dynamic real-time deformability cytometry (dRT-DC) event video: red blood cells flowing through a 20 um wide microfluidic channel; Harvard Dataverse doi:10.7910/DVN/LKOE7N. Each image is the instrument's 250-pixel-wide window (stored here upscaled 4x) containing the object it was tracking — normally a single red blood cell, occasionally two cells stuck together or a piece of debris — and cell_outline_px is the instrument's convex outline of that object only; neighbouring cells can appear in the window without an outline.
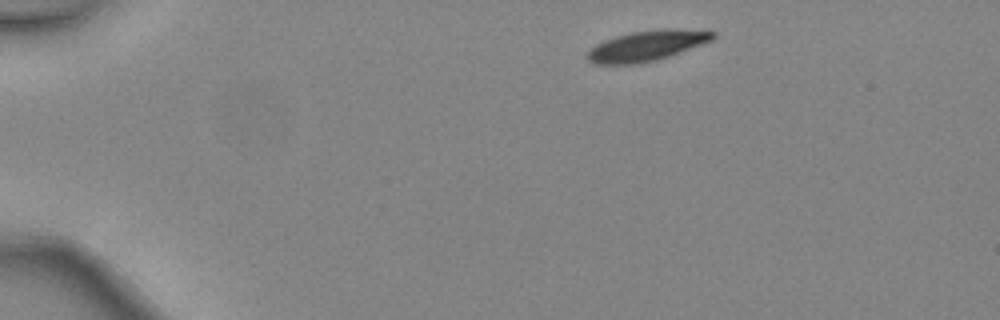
{"species": "common noctule bat (a hibernating species)", "species_latin": "Nyctalus noctula", "temperature_condition": "warm", "stored_images_in_passage": 4, "camera_frame_rate_fps": 3000, "um_per_image_px": 0.085, "animal": {"sex": "female", "body_mass_g": 24.6, "forearm_length_mm": 56.2}, "frame": {"image": 1, "passage_image": 1, "time_ms": 0.0, "image_size_px": [1000, 320], "cell_outline_px": [[716, 36], [712, 40], [668, 56], [656, 60], [636, 64], [596, 64], [588, 60], [584, 56], [596, 44], [604, 40], [616, 36], [632, 32], [716, 32]], "centroid_in_image_um": [54.81, 3.97], "position_along_channel_um": 30.2, "area_um2": 20.69}}
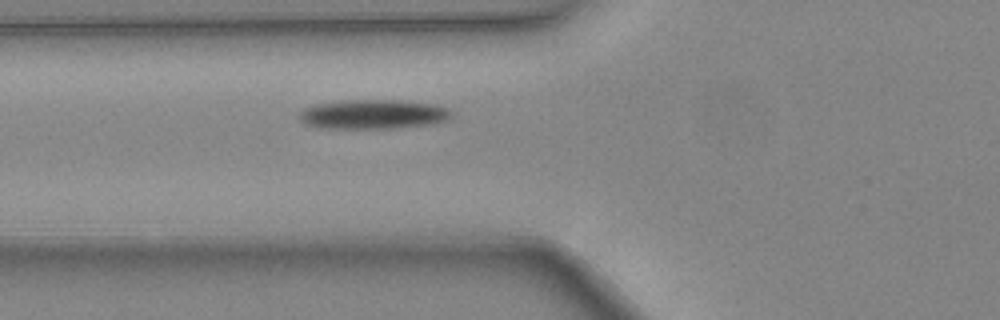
{"frame": {"image": 2, "passage_image": 4, "time_ms": 1.0, "image_size_px": [1000, 320], "cell_outline_px": [[456, 112], [448, 120], [432, 124], [396, 128], [324, 128], [308, 124], [300, 120], [300, 112], [304, 108], [316, 104], [352, 100], [400, 100], [436, 104], [448, 108]], "centroid_in_image_um": [31.83, 9.71], "position_along_channel_um": 94.0, "area_um2": 26.13}}